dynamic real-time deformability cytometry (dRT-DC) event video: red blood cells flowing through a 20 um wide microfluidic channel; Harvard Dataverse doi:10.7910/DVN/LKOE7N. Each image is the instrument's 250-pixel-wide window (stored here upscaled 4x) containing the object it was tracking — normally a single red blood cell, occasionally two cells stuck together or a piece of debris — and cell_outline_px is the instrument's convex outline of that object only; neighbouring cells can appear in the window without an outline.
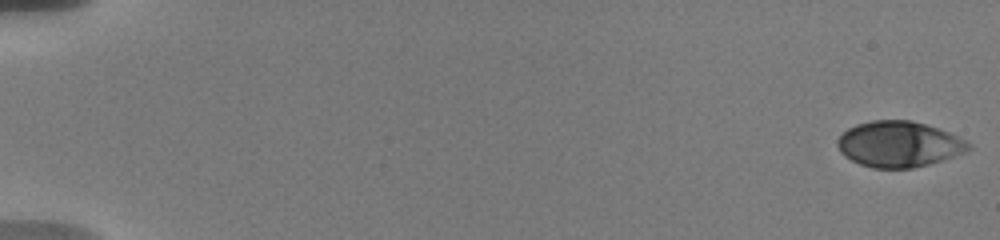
{"species": "human", "species_latin": "Homo sapiens", "temperature_condition": "warm", "stored_images_in_passage": 25, "camera_frame_rate_fps": 3000, "um_per_image_px": 0.085, "donor": {"sex": "male"}, "frame": {"image": 1, "passage_image": 1, "time_ms": 0.0, "image_size_px": [1000, 240], "cell_outline_px": [[972, 148], [964, 152], [928, 164], [912, 168], [872, 168], [860, 164], [844, 156], [840, 152], [836, 144], [836, 140], [848, 128], [856, 124], [872, 120], [912, 120], [948, 132], [972, 144]], "centroid_in_image_um": [76.36, 12.25], "position_along_channel_um": 8.6, "area_um2": 34.74}}
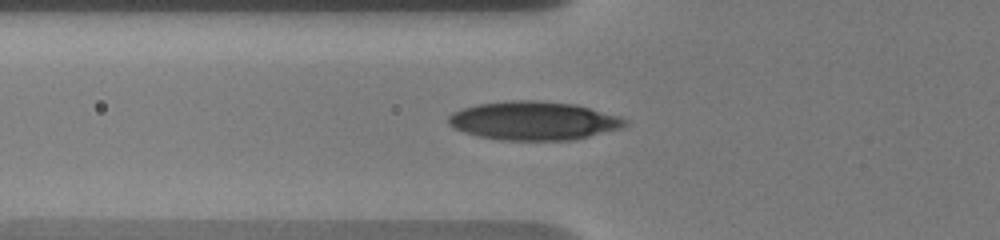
{"frame": {"image": 2, "passage_image": 15, "time_ms": 7.0, "image_size_px": [1000, 240], "cell_outline_px": [[628, 124], [620, 128], [572, 140], [500, 140], [480, 136], [464, 132], [452, 128], [448, 124], [448, 116], [452, 112], [460, 108], [476, 104], [508, 100], [536, 100], [576, 104], [620, 116], [628, 120]], "centroid_in_image_um": [45.32, 10.25], "position_along_channel_um": 80.5, "area_um2": 39.94}}
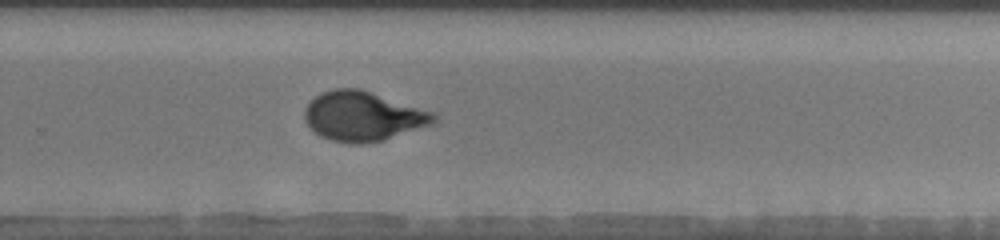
{"frame": {"image": 3, "passage_image": 25, "time_ms": 13.0, "image_size_px": [1000, 240], "cell_outline_px": [[436, 120], [432, 124], [384, 140], [360, 144], [348, 144], [332, 140], [320, 136], [304, 120], [304, 108], [320, 92], [332, 88], [360, 88], [436, 112]], "centroid_in_image_um": [30.86, 9.87], "position_along_channel_um": 298.9, "area_um2": 37.51}}